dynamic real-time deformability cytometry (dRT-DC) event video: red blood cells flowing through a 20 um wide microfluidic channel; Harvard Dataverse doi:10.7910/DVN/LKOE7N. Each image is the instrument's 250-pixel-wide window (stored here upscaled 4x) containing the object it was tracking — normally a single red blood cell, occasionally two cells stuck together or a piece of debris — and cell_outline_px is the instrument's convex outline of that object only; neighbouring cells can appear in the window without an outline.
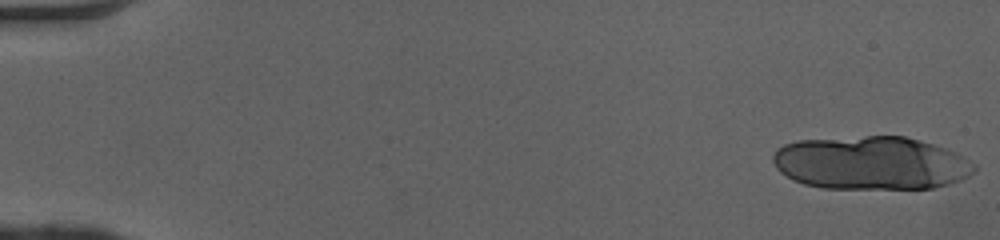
{"species": "human", "species_latin": "Homo sapiens", "temperature_condition": "cold", "stored_images_in_passage": 16, "camera_frame_rate_fps": 3000, "um_per_image_px": 0.085, "donor": {"sex": "female"}, "frame": {"image": 1, "passage_image": 1, "time_ms": 0.0, "image_size_px": [1000, 240], "cell_outline_px": [[976, 168], [968, 176], [960, 180], [948, 184], [932, 188], [820, 188], [804, 184], [792, 180], [780, 172], [776, 168], [772, 160], [772, 156], [776, 148], [784, 144], [796, 140], [864, 136], [904, 136], [932, 144], [956, 152], [976, 164]], "centroid_in_image_um": [73.99, 13.85], "position_along_channel_um": 11.0, "area_um2": 62.77}}